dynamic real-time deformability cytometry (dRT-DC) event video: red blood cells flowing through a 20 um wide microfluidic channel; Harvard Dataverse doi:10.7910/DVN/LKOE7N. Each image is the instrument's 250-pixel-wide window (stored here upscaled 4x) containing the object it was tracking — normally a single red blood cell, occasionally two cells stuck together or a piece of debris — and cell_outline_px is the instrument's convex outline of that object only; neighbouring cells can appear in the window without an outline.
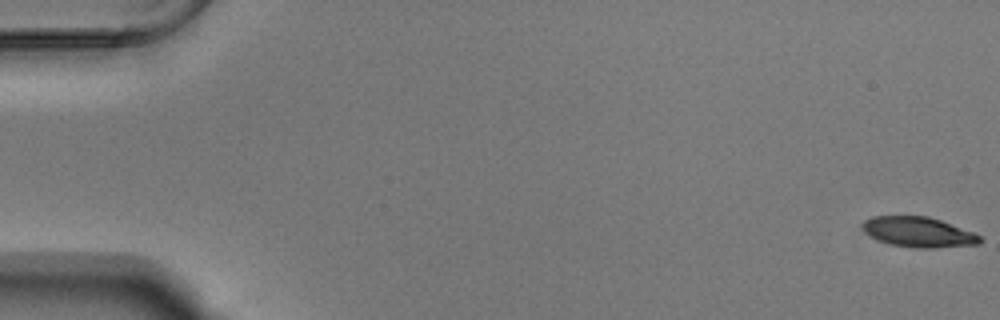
{"species": "Egyptian fruit bat (a non-hibernating species)", "species_latin": "Rousettus aegyptiacus", "temperature_condition": "warm", "stored_images_in_passage": 55, "camera_frame_rate_fps": 3000, "um_per_image_px": 0.085, "animal": {"sex": "male"}, "frame": {"image": 1, "passage_image": 1, "time_ms": 0.0, "image_size_px": [1000, 320], "cell_outline_px": [[980, 244], [932, 248], [912, 248], [892, 244], [876, 240], [868, 236], [864, 232], [864, 220], [872, 216], [928, 216], [940, 220], [972, 232], [980, 236]], "centroid_in_image_um": [78.03, 19.73], "position_along_channel_um": 7.0, "area_um2": 20.52}}
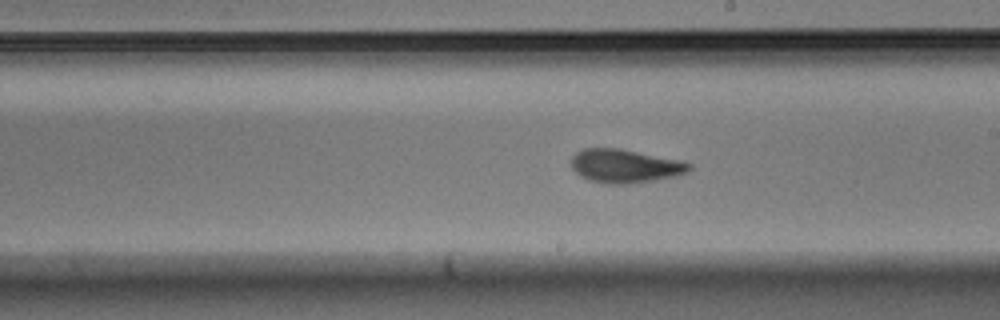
{"frame": {"image": 2, "passage_image": 32, "time_ms": 10.333, "image_size_px": [1000, 320], "cell_outline_px": [[692, 168], [688, 172], [676, 176], [656, 180], [628, 184], [608, 184], [588, 180], [580, 176], [572, 168], [572, 156], [576, 152], [584, 148], [620, 148], [676, 160], [692, 164]], "centroid_in_image_um": [53.1, 14.12], "position_along_channel_um": 235.9, "area_um2": 23.0}}
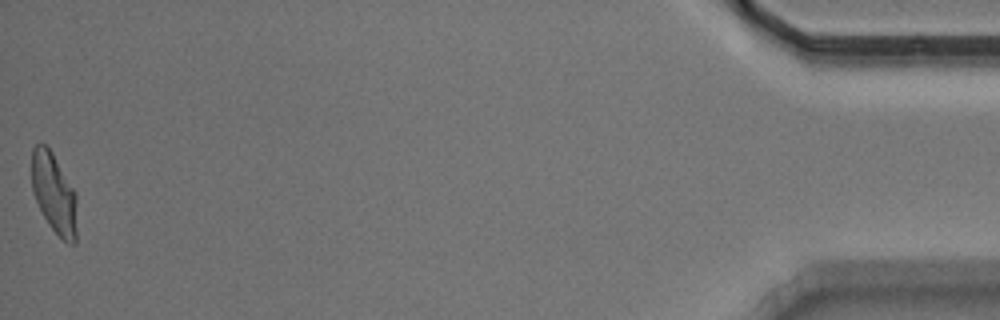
{"frame": {"image": 3, "passage_image": 55, "time_ms": 18.0, "image_size_px": [1000, 320], "cell_outline_px": [[76, 244], [68, 244], [48, 224], [36, 200], [32, 188], [32, 148], [40, 140], [48, 144], [76, 192]], "centroid_in_image_um": [4.59, 16.36], "position_along_channel_um": 430.6, "area_um2": 21.39}, "authors_computed_cell_mechanics": {"area_um2": 22.0218, "velocity_mm_per_s": 3.7477, "shape_relaxation_time_tau1_ms": 3.0461, "shape_relaxation_time_tau2_ms": 1.2452, "deformation_change_tau1": 0.1741, "deformation_change_tau2": 0.0881}}